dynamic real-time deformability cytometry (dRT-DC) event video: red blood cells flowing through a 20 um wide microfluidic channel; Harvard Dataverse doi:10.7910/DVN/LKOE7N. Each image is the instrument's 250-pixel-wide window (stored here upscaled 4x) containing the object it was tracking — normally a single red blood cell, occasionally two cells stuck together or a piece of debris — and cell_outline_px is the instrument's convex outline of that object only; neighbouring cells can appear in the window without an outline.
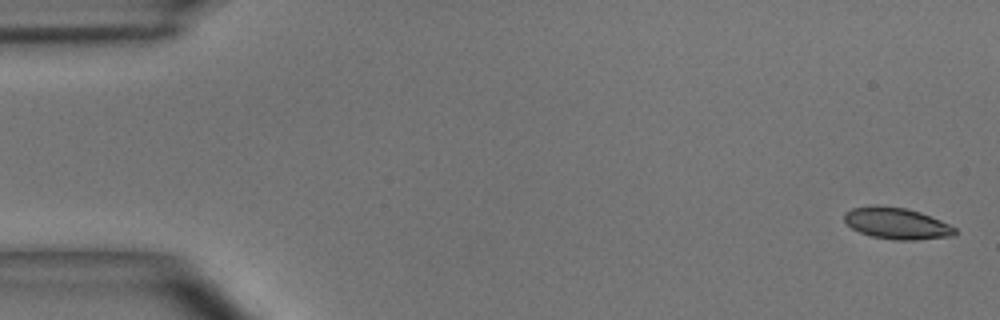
{"species": "common noctule bat (a hibernating species)", "species_latin": "Nyctalus noctula", "temperature_condition": "room temperature", "stored_images_in_passage": 6, "camera_frame_rate_fps": 3000, "um_per_image_px": 0.085, "animal": {"sex": "male", "body_mass_g": 15.6}, "frame": {"image": 1, "passage_image": 1, "time_ms": 0.0, "image_size_px": [1000, 320], "cell_outline_px": [[956, 232], [952, 236], [916, 240], [892, 240], [872, 236], [860, 232], [852, 228], [844, 220], [844, 212], [852, 208], [872, 204], [876, 204], [904, 208], [920, 212], [940, 220], [956, 228]], "centroid_in_image_um": [76.19, 18.98], "position_along_channel_um": 8.8, "area_um2": 20.35}}
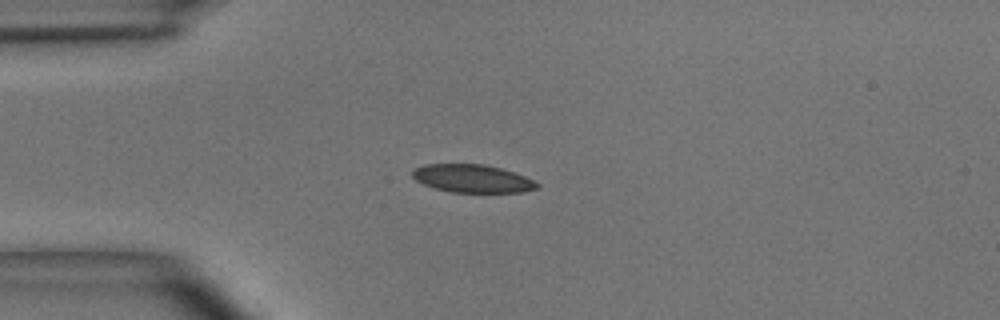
{"frame": {"image": 2, "passage_image": 4, "time_ms": 1.0, "image_size_px": [1000, 320], "cell_outline_px": [[540, 188], [524, 192], [452, 192], [432, 188], [416, 180], [412, 176], [412, 168], [424, 164], [484, 164], [500, 168], [524, 176], [540, 184]], "centroid_in_image_um": [40.13, 15.18], "position_along_channel_um": 44.9, "area_um2": 20.4}}
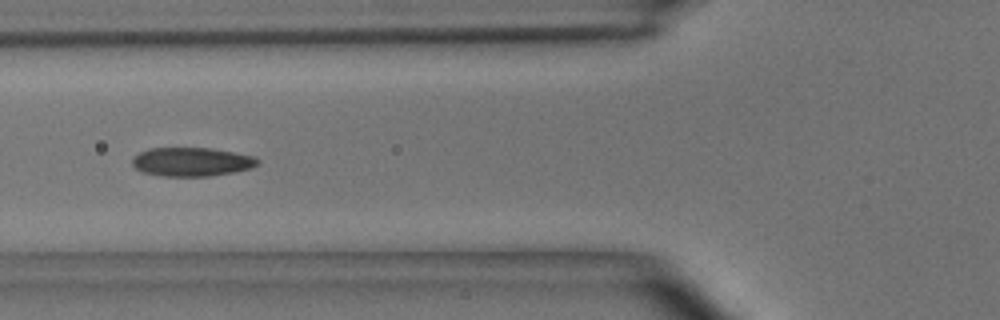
{"frame": {"image": 3, "passage_image": 6, "time_ms": 1.667, "image_size_px": [1000, 320], "cell_outline_px": [[260, 164], [252, 168], [232, 172], [208, 176], [160, 176], [144, 172], [136, 168], [132, 164], [132, 156], [148, 148], [212, 148], [252, 156], [260, 160]], "centroid_in_image_um": [16.28, 13.75], "position_along_channel_um": 109.5, "area_um2": 21.04}}